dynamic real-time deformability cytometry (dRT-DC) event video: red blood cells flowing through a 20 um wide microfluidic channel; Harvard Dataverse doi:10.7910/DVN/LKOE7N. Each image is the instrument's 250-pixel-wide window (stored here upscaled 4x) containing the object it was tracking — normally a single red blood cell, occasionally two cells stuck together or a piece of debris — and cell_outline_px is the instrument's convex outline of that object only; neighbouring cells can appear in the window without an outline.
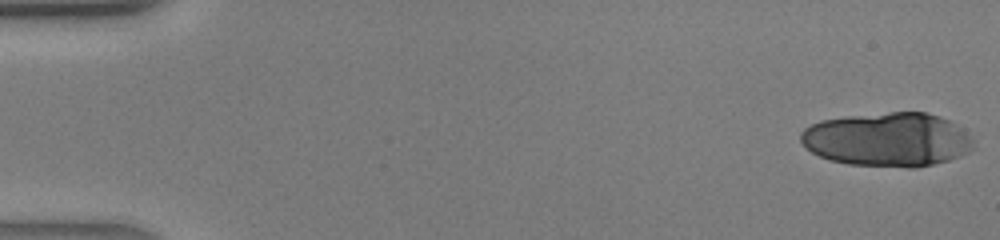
{"species": "human", "species_latin": "Homo sapiens", "temperature_condition": "warm", "stored_images_in_passage": 19, "segment_of_instrument_passage": [1, 2], "camera_frame_rate_fps": 3000, "um_per_image_px": 0.085, "donor": {"sex": "male"}, "frame": {"image": 1, "passage_image": 1, "time_ms": 0.0, "image_size_px": [1000, 240], "cell_outline_px": [[976, 140], [972, 148], [968, 152], [960, 156], [948, 160], [932, 164], [912, 168], [908, 168], [848, 164], [828, 160], [812, 152], [800, 140], [800, 132], [804, 128], [820, 120], [848, 116], [892, 112], [928, 112], [940, 116], [964, 128]], "centroid_in_image_um": [75.48, 11.86], "position_along_channel_um": 9.5, "area_um2": 54.74}}